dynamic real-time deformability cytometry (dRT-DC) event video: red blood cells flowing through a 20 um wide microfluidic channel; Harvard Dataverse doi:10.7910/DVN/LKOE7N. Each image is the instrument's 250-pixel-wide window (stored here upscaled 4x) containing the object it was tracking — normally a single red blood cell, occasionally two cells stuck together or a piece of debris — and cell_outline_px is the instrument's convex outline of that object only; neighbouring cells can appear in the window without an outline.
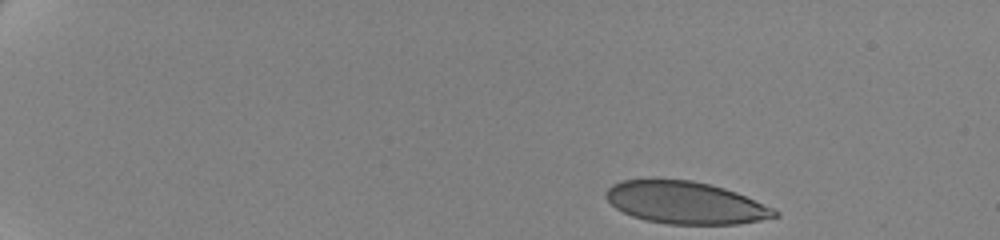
{"species": "human", "species_latin": "Homo sapiens", "temperature_condition": "cold", "stored_images_in_passage": 52, "camera_frame_rate_fps": 3000, "um_per_image_px": 0.085, "donor": {"sex": "female"}, "frame": {"image": 1, "passage_image": 1, "time_ms": 0.0, "image_size_px": [1000, 240], "cell_outline_px": [[780, 216], [760, 220], [736, 224], [668, 224], [644, 220], [632, 216], [616, 208], [604, 196], [604, 192], [612, 184], [620, 180], [652, 176], [692, 180], [724, 188], [736, 192], [776, 208], [780, 212]], "centroid_in_image_um": [58.23, 17.19], "position_along_channel_um": 26.8, "area_um2": 42.6}}
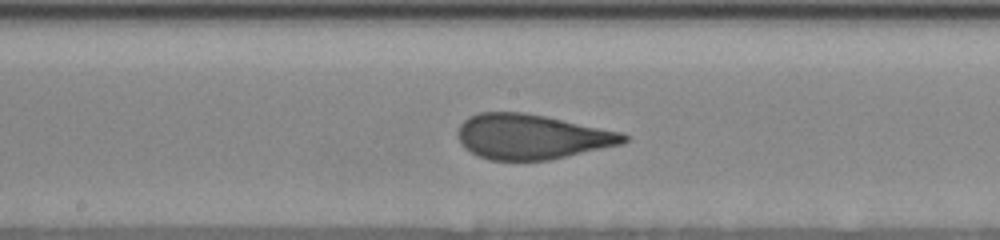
{"frame": {"image": 2, "passage_image": 27, "time_ms": 8.667, "image_size_px": [1000, 240], "cell_outline_px": [[628, 140], [624, 144], [548, 160], [488, 160], [476, 156], [464, 148], [460, 144], [456, 132], [460, 124], [468, 116], [480, 112], [524, 112], [544, 116], [620, 132], [628, 136]], "centroid_in_image_um": [45.13, 11.63], "position_along_channel_um": 203.1, "area_um2": 43.58}}
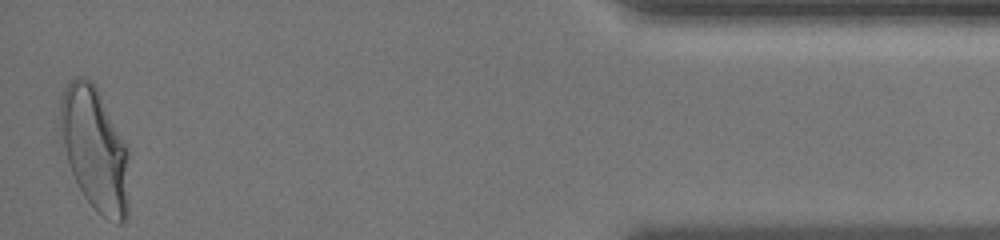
{"frame": {"image": 3, "passage_image": 51, "time_ms": 16.667, "image_size_px": [1000, 240], "cell_outline_px": [[128, 216], [124, 224], [120, 224], [108, 220], [96, 212], [84, 196], [68, 164], [60, 136], [60, 100], [64, 88], [68, 80], [76, 76], [80, 76], [92, 80], [96, 84], [128, 144]], "centroid_in_image_um": [8.08, 12.64], "position_along_channel_um": 427.1, "area_um2": 50.63}, "authors_computed_cell_mechanics": {"area_um2": 43.9569, "velocity_mm_per_s": 3.4925, "shape_relaxation_time_tau1_ms": 7.9416, "shape_relaxation_time_tau2_ms": null, "deformation_change_tau1": 0.192, "deformation_change_tau2": null}}